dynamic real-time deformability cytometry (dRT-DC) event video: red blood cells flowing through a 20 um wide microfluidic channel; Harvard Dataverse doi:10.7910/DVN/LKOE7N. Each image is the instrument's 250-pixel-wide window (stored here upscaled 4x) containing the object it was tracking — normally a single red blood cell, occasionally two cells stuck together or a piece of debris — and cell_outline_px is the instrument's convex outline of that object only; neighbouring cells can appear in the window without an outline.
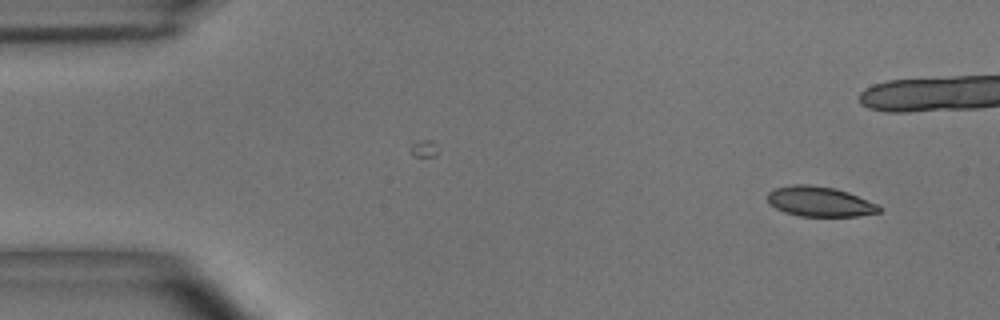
{"species": "common noctule bat (a hibernating species)", "species_latin": "Nyctalus noctula", "temperature_condition": "room temperature", "stored_images_in_passage": 7, "camera_frame_rate_fps": 3000, "um_per_image_px": 0.085, "animal": {"sex": "male", "body_mass_g": 15.6}, "frame": {"image": 1, "passage_image": 1, "time_ms": 0.0, "image_size_px": [1000, 320], "cell_outline_px": [[880, 212], [856, 216], [800, 216], [784, 212], [768, 204], [768, 192], [776, 188], [796, 184], [808, 184], [836, 188], [848, 192], [876, 204], [880, 208]], "centroid_in_image_um": [69.64, 17.13], "position_along_channel_um": 15.4, "area_um2": 19.36}}